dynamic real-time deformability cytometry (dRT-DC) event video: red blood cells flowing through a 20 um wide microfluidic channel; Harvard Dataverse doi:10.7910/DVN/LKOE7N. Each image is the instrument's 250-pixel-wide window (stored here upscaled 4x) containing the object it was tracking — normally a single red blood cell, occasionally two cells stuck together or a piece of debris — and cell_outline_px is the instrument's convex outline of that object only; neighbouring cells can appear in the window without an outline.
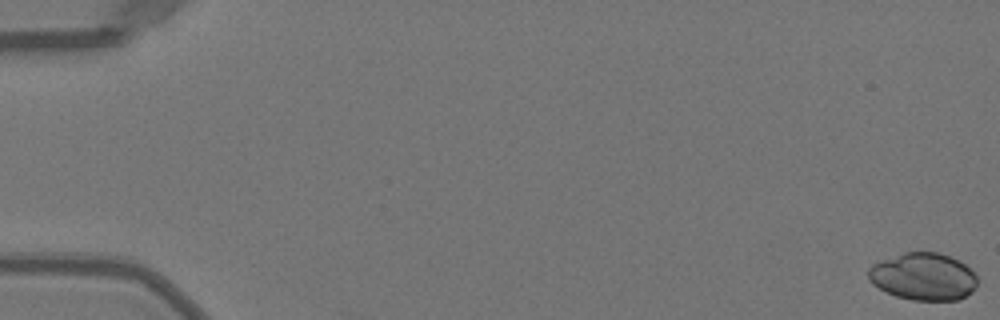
{"species": "Egyptian fruit bat (a non-hibernating species)", "species_latin": "Rousettus aegyptiacus", "temperature_condition": "warm", "stored_images_in_passage": 3, "camera_frame_rate_fps": 3000, "um_per_image_px": 0.085, "animal": {"sex": "female"}, "frame": {"image": 1, "passage_image": 1, "time_ms": 0.0, "image_size_px": [1000, 320], "cell_outline_px": [[976, 288], [972, 292], [960, 300], [912, 300], [896, 296], [872, 284], [868, 280], [868, 268], [872, 264], [904, 252], [940, 252], [952, 256], [960, 260], [972, 268], [976, 276]], "centroid_in_image_um": [78.52, 23.5], "position_along_channel_um": 6.5, "area_um2": 30.4}}